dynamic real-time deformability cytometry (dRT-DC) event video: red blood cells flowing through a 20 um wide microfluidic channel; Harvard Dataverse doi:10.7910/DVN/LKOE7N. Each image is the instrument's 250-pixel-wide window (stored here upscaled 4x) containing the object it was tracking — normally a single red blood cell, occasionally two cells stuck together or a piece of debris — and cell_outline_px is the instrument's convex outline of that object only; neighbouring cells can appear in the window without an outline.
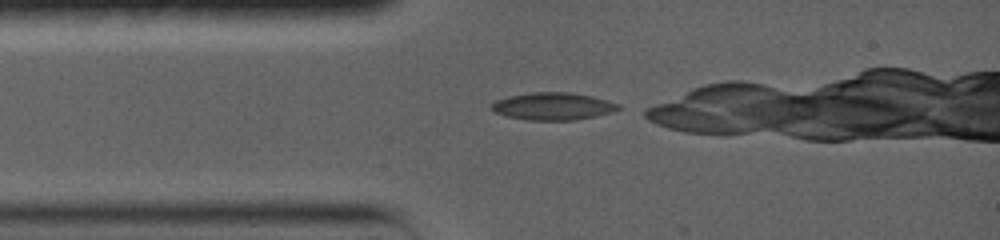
{"species": "common noctule bat (a hibernating species)", "species_latin": "Nyctalus noctula", "temperature_condition": "warm", "stored_images_in_passage": 16, "camera_frame_rate_fps": 5000, "um_per_image_px": 0.085, "animal": {"sex": "female", "body_mass_g": 19.0, "forearm_length_mm": 56.7}, "frame": {"image": 1, "passage_image": 1, "time_ms": 0.0, "image_size_px": [1000, 240], "cell_outline_px": [[624, 108], [612, 112], [596, 116], [572, 120], [524, 120], [504, 116], [492, 112], [488, 108], [488, 104], [496, 100], [508, 96], [532, 92], [568, 92], [592, 96], [620, 104]], "centroid_in_image_um": [46.94, 9.04], "position_along_channel_um": 38.1, "area_um2": 20.69}}
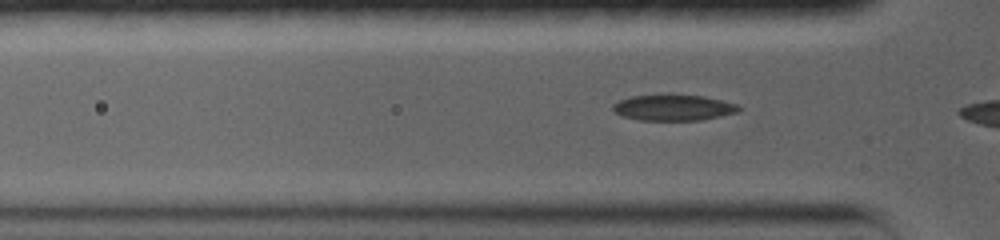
{"frame": {"image": 2, "passage_image": 9, "time_ms": 1.0, "image_size_px": [1000, 240], "cell_outline_px": [[744, 108], [740, 112], [700, 120], [640, 120], [620, 116], [612, 108], [612, 104], [620, 100], [632, 96], [668, 92], [704, 96], [736, 104]], "centroid_in_image_um": [57.24, 9.11], "position_along_channel_um": 68.6, "area_um2": 19.71}}